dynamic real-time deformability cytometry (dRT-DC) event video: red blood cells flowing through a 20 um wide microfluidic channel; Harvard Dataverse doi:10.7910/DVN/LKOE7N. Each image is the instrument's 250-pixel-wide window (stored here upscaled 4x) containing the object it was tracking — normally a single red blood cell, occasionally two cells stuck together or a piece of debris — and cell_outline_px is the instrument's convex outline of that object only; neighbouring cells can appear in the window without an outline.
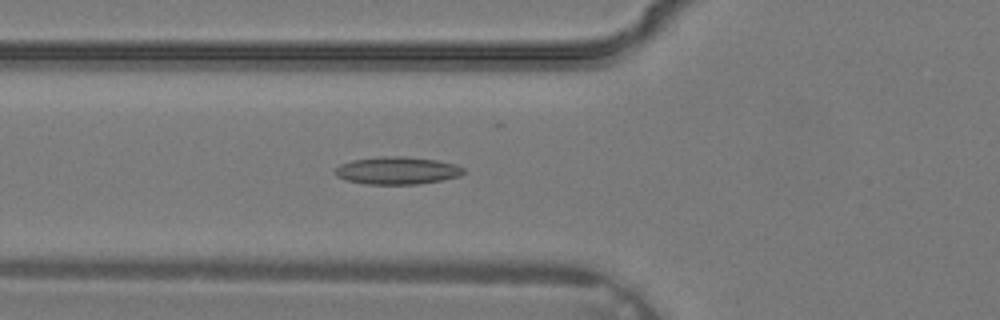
{"species": "common noctule bat (a hibernating species)", "species_latin": "Nyctalus noctula", "temperature_condition": "warm", "stored_images_in_passage": 34, "camera_frame_rate_fps": 3000, "um_per_image_px": 0.085, "animal": {"sex": "male", "body_mass_g": 19.2, "forearm_length_mm": 51.8}, "frame": {"image": 1, "passage_image": 11, "time_ms": 3.333, "image_size_px": [1000, 320], "cell_outline_px": [[464, 172], [460, 176], [440, 180], [416, 184], [364, 184], [344, 180], [336, 176], [336, 168], [340, 164], [352, 160], [380, 156], [404, 156], [436, 160], [456, 164], [464, 168]], "centroid_in_image_um": [33.74, 14.49], "position_along_channel_um": 92.1, "area_um2": 20.63}}
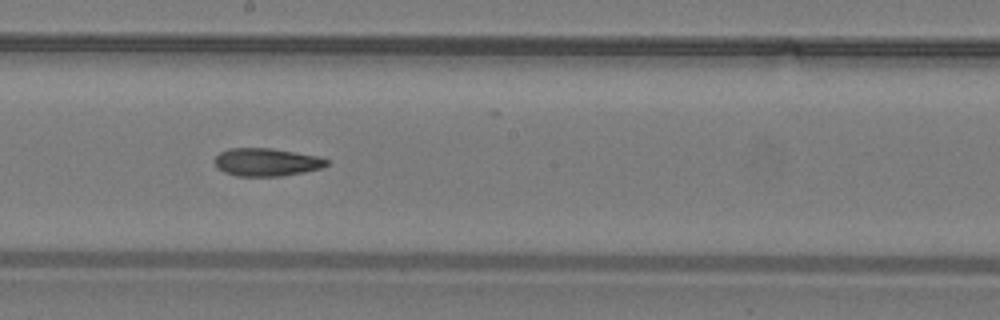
{"frame": {"image": 2, "passage_image": 18, "time_ms": 5.667, "image_size_px": [1000, 320], "cell_outline_px": [[328, 164], [320, 168], [304, 172], [280, 176], [236, 176], [224, 172], [216, 168], [216, 156], [220, 152], [228, 148], [268, 148], [320, 156], [328, 160]], "centroid_in_image_um": [22.64, 13.78], "position_along_channel_um": 225.6, "area_um2": 18.15}}
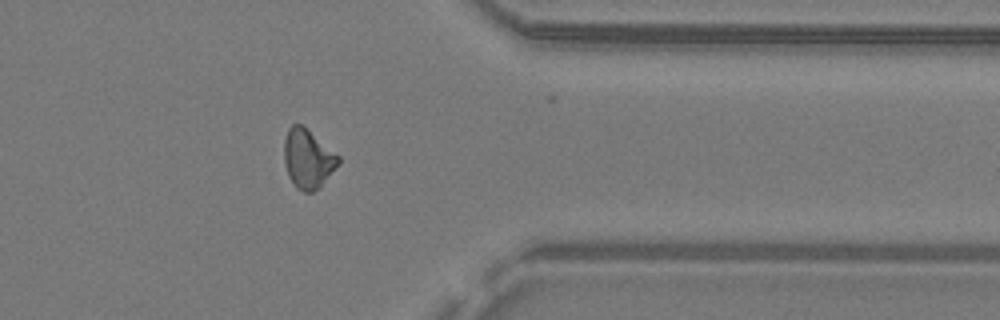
{"frame": {"image": 3, "passage_image": 27, "time_ms": 8.667, "image_size_px": [1000, 320], "cell_outline_px": [[340, 164], [320, 188], [312, 192], [304, 192], [296, 188], [288, 176], [284, 164], [284, 140], [288, 128], [292, 124], [300, 124], [340, 156]], "centroid_in_image_um": [26.17, 13.53], "position_along_channel_um": 385.2, "area_um2": 18.79}}